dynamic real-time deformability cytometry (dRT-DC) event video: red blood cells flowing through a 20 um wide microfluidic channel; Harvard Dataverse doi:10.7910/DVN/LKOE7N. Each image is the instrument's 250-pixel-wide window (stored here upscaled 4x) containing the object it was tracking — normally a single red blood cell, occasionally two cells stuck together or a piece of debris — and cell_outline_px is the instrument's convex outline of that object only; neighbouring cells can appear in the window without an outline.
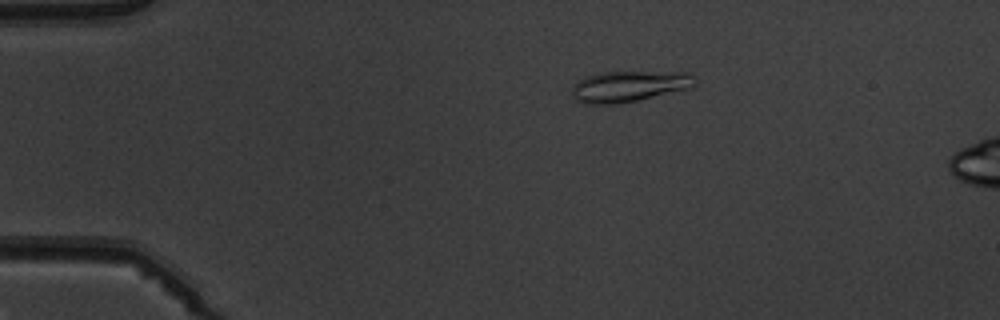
{"species": "common noctule bat (a hibernating species)", "species_latin": "Nyctalus noctula", "temperature_condition": "warm", "stored_images_in_passage": 4, "camera_frame_rate_fps": 3000, "um_per_image_px": 0.085, "animal": {"sex": "male", "body_mass_g": 19.5, "forearm_length_mm": 54.6}, "frame": {"image": 1, "passage_image": 2, "time_ms": 1.333, "image_size_px": [1000, 320], "cell_outline_px": [[696, 80], [688, 88], [636, 100], [612, 104], [588, 104], [576, 100], [572, 96], [572, 84], [584, 76], [600, 72], [692, 72]], "centroid_in_image_um": [53.4, 7.32], "position_along_channel_um": 31.6, "area_um2": 22.02}}